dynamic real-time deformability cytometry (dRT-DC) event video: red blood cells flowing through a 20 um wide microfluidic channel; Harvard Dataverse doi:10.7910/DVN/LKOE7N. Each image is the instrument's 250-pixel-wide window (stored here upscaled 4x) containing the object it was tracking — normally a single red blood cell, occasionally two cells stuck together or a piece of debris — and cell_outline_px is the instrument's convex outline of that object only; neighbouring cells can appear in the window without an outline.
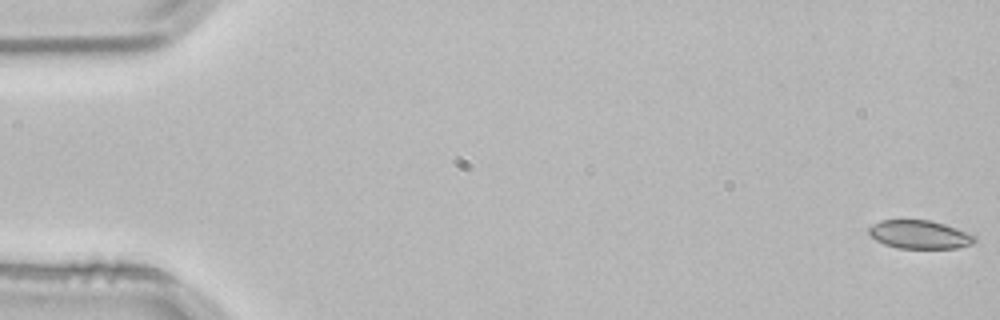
{"species": "common noctule bat (a hibernating species)", "species_latin": "Nyctalus noctula", "temperature_condition": "room temperature", "stored_images_in_passage": 54, "camera_frame_rate_fps": 3000, "um_per_image_px": 0.085, "animal": {"sex": "male", "body_mass_g": 21.5, "forearm_length_mm": 52.0}, "frame": {"image": 1, "passage_image": 1, "time_ms": 0.0, "image_size_px": [1000, 320], "cell_outline_px": [[976, 240], [972, 244], [956, 248], [900, 248], [884, 244], [876, 240], [868, 232], [868, 228], [872, 224], [880, 220], [932, 220], [944, 224], [976, 236]], "centroid_in_image_um": [78.15, 19.93], "position_along_channel_um": 6.9, "area_um2": 17.4}}
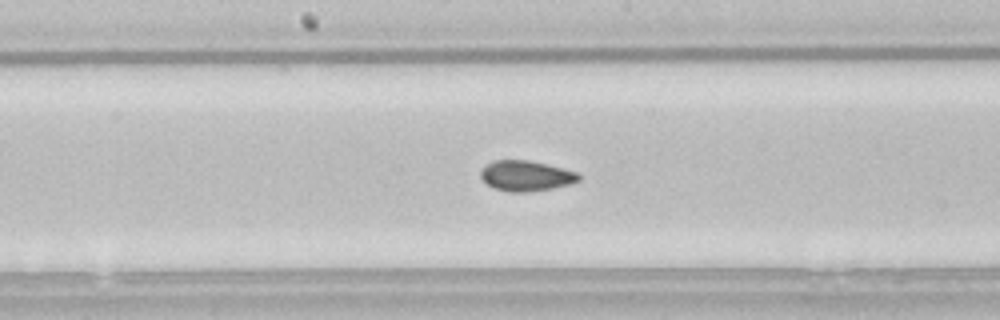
{"frame": {"image": 2, "passage_image": 28, "time_ms": 9.0, "image_size_px": [1000, 320], "cell_outline_px": [[580, 180], [572, 184], [552, 188], [528, 192], [512, 192], [496, 188], [488, 184], [480, 176], [480, 172], [492, 160], [528, 160], [576, 172], [580, 176]], "centroid_in_image_um": [44.72, 14.95], "position_along_channel_um": 203.5, "area_um2": 17.05}}
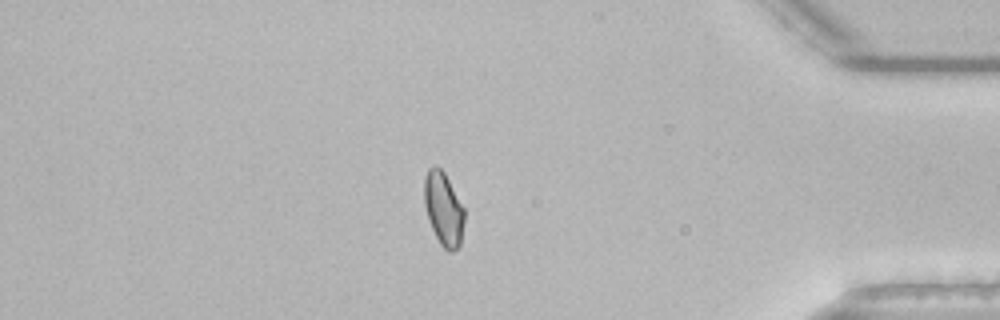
{"frame": {"image": 3, "passage_image": 46, "time_ms": 15.0, "image_size_px": [1000, 320], "cell_outline_px": [[464, 220], [460, 244], [452, 252], [448, 252], [440, 244], [432, 228], [424, 204], [424, 176], [428, 168], [440, 168], [444, 172], [464, 208]], "centroid_in_image_um": [37.69, 17.76], "position_along_channel_um": 397.5, "area_um2": 16.88}, "authors_computed_cell_mechanics": {"area_um2": 17.3978, "velocity_mm_per_s": 3.8278, "shape_relaxation_time_tau1_ms": null, "shape_relaxation_time_tau2_ms": 1.4137, "deformation_change_tau1": null, "deformation_change_tau2": 0.0429}}